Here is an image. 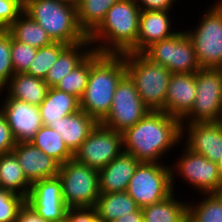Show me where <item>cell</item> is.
Listing matches in <instances>:
<instances>
[{"instance_id":"obj_19","label":"cell","mask_w":222,"mask_h":222,"mask_svg":"<svg viewBox=\"0 0 222 222\" xmlns=\"http://www.w3.org/2000/svg\"><path fill=\"white\" fill-rule=\"evenodd\" d=\"M171 10L141 11L137 43L128 51L142 53L152 43L161 41L174 35L172 31ZM170 15V16H169Z\"/></svg>"},{"instance_id":"obj_9","label":"cell","mask_w":222,"mask_h":222,"mask_svg":"<svg viewBox=\"0 0 222 222\" xmlns=\"http://www.w3.org/2000/svg\"><path fill=\"white\" fill-rule=\"evenodd\" d=\"M142 54L151 62L166 67L172 74L195 73L201 68L192 40L185 29L152 43Z\"/></svg>"},{"instance_id":"obj_3","label":"cell","mask_w":222,"mask_h":222,"mask_svg":"<svg viewBox=\"0 0 222 222\" xmlns=\"http://www.w3.org/2000/svg\"><path fill=\"white\" fill-rule=\"evenodd\" d=\"M140 14L135 0L113 4L101 24L88 36L93 50L112 54L128 52L137 43Z\"/></svg>"},{"instance_id":"obj_42","label":"cell","mask_w":222,"mask_h":222,"mask_svg":"<svg viewBox=\"0 0 222 222\" xmlns=\"http://www.w3.org/2000/svg\"><path fill=\"white\" fill-rule=\"evenodd\" d=\"M112 222H143L142 209L139 208L137 211L122 216Z\"/></svg>"},{"instance_id":"obj_16","label":"cell","mask_w":222,"mask_h":222,"mask_svg":"<svg viewBox=\"0 0 222 222\" xmlns=\"http://www.w3.org/2000/svg\"><path fill=\"white\" fill-rule=\"evenodd\" d=\"M0 110L6 118L16 143L31 141L43 125L39 106L14 98H5Z\"/></svg>"},{"instance_id":"obj_11","label":"cell","mask_w":222,"mask_h":222,"mask_svg":"<svg viewBox=\"0 0 222 222\" xmlns=\"http://www.w3.org/2000/svg\"><path fill=\"white\" fill-rule=\"evenodd\" d=\"M150 109L141 100L138 91L125 74L118 82L107 116L100 122L117 132H124L141 120Z\"/></svg>"},{"instance_id":"obj_2","label":"cell","mask_w":222,"mask_h":222,"mask_svg":"<svg viewBox=\"0 0 222 222\" xmlns=\"http://www.w3.org/2000/svg\"><path fill=\"white\" fill-rule=\"evenodd\" d=\"M126 74L124 53L90 54V73L80 98V110L100 123L108 114L116 86Z\"/></svg>"},{"instance_id":"obj_21","label":"cell","mask_w":222,"mask_h":222,"mask_svg":"<svg viewBox=\"0 0 222 222\" xmlns=\"http://www.w3.org/2000/svg\"><path fill=\"white\" fill-rule=\"evenodd\" d=\"M98 122L83 110L62 117L56 123H49L47 127L54 129L61 135L65 145L74 154L81 143L97 126Z\"/></svg>"},{"instance_id":"obj_37","label":"cell","mask_w":222,"mask_h":222,"mask_svg":"<svg viewBox=\"0 0 222 222\" xmlns=\"http://www.w3.org/2000/svg\"><path fill=\"white\" fill-rule=\"evenodd\" d=\"M24 10V0H0V29H7Z\"/></svg>"},{"instance_id":"obj_5","label":"cell","mask_w":222,"mask_h":222,"mask_svg":"<svg viewBox=\"0 0 222 222\" xmlns=\"http://www.w3.org/2000/svg\"><path fill=\"white\" fill-rule=\"evenodd\" d=\"M126 74L133 81L141 100L153 111L165 112L167 88L172 73L151 62L142 53H124Z\"/></svg>"},{"instance_id":"obj_38","label":"cell","mask_w":222,"mask_h":222,"mask_svg":"<svg viewBox=\"0 0 222 222\" xmlns=\"http://www.w3.org/2000/svg\"><path fill=\"white\" fill-rule=\"evenodd\" d=\"M65 219L67 222H100L94 207H70Z\"/></svg>"},{"instance_id":"obj_28","label":"cell","mask_w":222,"mask_h":222,"mask_svg":"<svg viewBox=\"0 0 222 222\" xmlns=\"http://www.w3.org/2000/svg\"><path fill=\"white\" fill-rule=\"evenodd\" d=\"M12 37L35 48L50 45L53 41L45 29L24 12L7 28Z\"/></svg>"},{"instance_id":"obj_17","label":"cell","mask_w":222,"mask_h":222,"mask_svg":"<svg viewBox=\"0 0 222 222\" xmlns=\"http://www.w3.org/2000/svg\"><path fill=\"white\" fill-rule=\"evenodd\" d=\"M12 151L31 184L38 180L58 176L61 164L37 148L32 142L16 143Z\"/></svg>"},{"instance_id":"obj_7","label":"cell","mask_w":222,"mask_h":222,"mask_svg":"<svg viewBox=\"0 0 222 222\" xmlns=\"http://www.w3.org/2000/svg\"><path fill=\"white\" fill-rule=\"evenodd\" d=\"M215 2L202 15L198 25L186 31L201 68H222V6Z\"/></svg>"},{"instance_id":"obj_26","label":"cell","mask_w":222,"mask_h":222,"mask_svg":"<svg viewBox=\"0 0 222 222\" xmlns=\"http://www.w3.org/2000/svg\"><path fill=\"white\" fill-rule=\"evenodd\" d=\"M100 222H112L118 218L135 212L139 206L126 192L100 194L94 207Z\"/></svg>"},{"instance_id":"obj_23","label":"cell","mask_w":222,"mask_h":222,"mask_svg":"<svg viewBox=\"0 0 222 222\" xmlns=\"http://www.w3.org/2000/svg\"><path fill=\"white\" fill-rule=\"evenodd\" d=\"M6 98H14L28 104L39 106L46 97L49 89L44 79L26 73L13 74L7 85Z\"/></svg>"},{"instance_id":"obj_30","label":"cell","mask_w":222,"mask_h":222,"mask_svg":"<svg viewBox=\"0 0 222 222\" xmlns=\"http://www.w3.org/2000/svg\"><path fill=\"white\" fill-rule=\"evenodd\" d=\"M30 142L60 164L73 158L61 135L47 126L42 125Z\"/></svg>"},{"instance_id":"obj_13","label":"cell","mask_w":222,"mask_h":222,"mask_svg":"<svg viewBox=\"0 0 222 222\" xmlns=\"http://www.w3.org/2000/svg\"><path fill=\"white\" fill-rule=\"evenodd\" d=\"M122 133L98 123L73 158L95 170H101L123 152Z\"/></svg>"},{"instance_id":"obj_24","label":"cell","mask_w":222,"mask_h":222,"mask_svg":"<svg viewBox=\"0 0 222 222\" xmlns=\"http://www.w3.org/2000/svg\"><path fill=\"white\" fill-rule=\"evenodd\" d=\"M39 110L43 126H47L51 122H58L62 117L78 112L80 100L52 87L48 89L45 99L39 105Z\"/></svg>"},{"instance_id":"obj_20","label":"cell","mask_w":222,"mask_h":222,"mask_svg":"<svg viewBox=\"0 0 222 222\" xmlns=\"http://www.w3.org/2000/svg\"><path fill=\"white\" fill-rule=\"evenodd\" d=\"M139 164L133 155L123 151L98 171L100 194L126 191Z\"/></svg>"},{"instance_id":"obj_34","label":"cell","mask_w":222,"mask_h":222,"mask_svg":"<svg viewBox=\"0 0 222 222\" xmlns=\"http://www.w3.org/2000/svg\"><path fill=\"white\" fill-rule=\"evenodd\" d=\"M14 74L11 60V34L7 29H0V95Z\"/></svg>"},{"instance_id":"obj_27","label":"cell","mask_w":222,"mask_h":222,"mask_svg":"<svg viewBox=\"0 0 222 222\" xmlns=\"http://www.w3.org/2000/svg\"><path fill=\"white\" fill-rule=\"evenodd\" d=\"M31 183L25 177L13 151L0 155V188L25 198L31 190Z\"/></svg>"},{"instance_id":"obj_8","label":"cell","mask_w":222,"mask_h":222,"mask_svg":"<svg viewBox=\"0 0 222 222\" xmlns=\"http://www.w3.org/2000/svg\"><path fill=\"white\" fill-rule=\"evenodd\" d=\"M171 169L163 163H140L126 192L141 209L166 199L173 193Z\"/></svg>"},{"instance_id":"obj_33","label":"cell","mask_w":222,"mask_h":222,"mask_svg":"<svg viewBox=\"0 0 222 222\" xmlns=\"http://www.w3.org/2000/svg\"><path fill=\"white\" fill-rule=\"evenodd\" d=\"M89 73L90 55L74 70L61 78V80L54 88L71 94L80 100L87 86Z\"/></svg>"},{"instance_id":"obj_35","label":"cell","mask_w":222,"mask_h":222,"mask_svg":"<svg viewBox=\"0 0 222 222\" xmlns=\"http://www.w3.org/2000/svg\"><path fill=\"white\" fill-rule=\"evenodd\" d=\"M25 203V197L0 188V222H16Z\"/></svg>"},{"instance_id":"obj_22","label":"cell","mask_w":222,"mask_h":222,"mask_svg":"<svg viewBox=\"0 0 222 222\" xmlns=\"http://www.w3.org/2000/svg\"><path fill=\"white\" fill-rule=\"evenodd\" d=\"M93 51L94 50L89 39L74 45H68L60 53L56 62L51 66L44 78L45 83L49 88L55 87L61 78L74 70Z\"/></svg>"},{"instance_id":"obj_14","label":"cell","mask_w":222,"mask_h":222,"mask_svg":"<svg viewBox=\"0 0 222 222\" xmlns=\"http://www.w3.org/2000/svg\"><path fill=\"white\" fill-rule=\"evenodd\" d=\"M26 203L48 222L63 221L69 208L63 201L62 183L58 176L32 183Z\"/></svg>"},{"instance_id":"obj_40","label":"cell","mask_w":222,"mask_h":222,"mask_svg":"<svg viewBox=\"0 0 222 222\" xmlns=\"http://www.w3.org/2000/svg\"><path fill=\"white\" fill-rule=\"evenodd\" d=\"M141 11L172 10L174 0H135Z\"/></svg>"},{"instance_id":"obj_25","label":"cell","mask_w":222,"mask_h":222,"mask_svg":"<svg viewBox=\"0 0 222 222\" xmlns=\"http://www.w3.org/2000/svg\"><path fill=\"white\" fill-rule=\"evenodd\" d=\"M174 193L160 202L143 207V222H187L188 202L178 200Z\"/></svg>"},{"instance_id":"obj_39","label":"cell","mask_w":222,"mask_h":222,"mask_svg":"<svg viewBox=\"0 0 222 222\" xmlns=\"http://www.w3.org/2000/svg\"><path fill=\"white\" fill-rule=\"evenodd\" d=\"M16 145V140L11 132L6 118L0 110V155L11 152Z\"/></svg>"},{"instance_id":"obj_45","label":"cell","mask_w":222,"mask_h":222,"mask_svg":"<svg viewBox=\"0 0 222 222\" xmlns=\"http://www.w3.org/2000/svg\"><path fill=\"white\" fill-rule=\"evenodd\" d=\"M217 2L222 6V0H218Z\"/></svg>"},{"instance_id":"obj_43","label":"cell","mask_w":222,"mask_h":222,"mask_svg":"<svg viewBox=\"0 0 222 222\" xmlns=\"http://www.w3.org/2000/svg\"><path fill=\"white\" fill-rule=\"evenodd\" d=\"M61 1L73 5L75 7H77L80 3V0H61Z\"/></svg>"},{"instance_id":"obj_6","label":"cell","mask_w":222,"mask_h":222,"mask_svg":"<svg viewBox=\"0 0 222 222\" xmlns=\"http://www.w3.org/2000/svg\"><path fill=\"white\" fill-rule=\"evenodd\" d=\"M58 178L62 183V196L70 207H95L99 190V174L74 158L60 165Z\"/></svg>"},{"instance_id":"obj_4","label":"cell","mask_w":222,"mask_h":222,"mask_svg":"<svg viewBox=\"0 0 222 222\" xmlns=\"http://www.w3.org/2000/svg\"><path fill=\"white\" fill-rule=\"evenodd\" d=\"M23 12L42 26L53 42L74 45L88 39L78 24L77 7L61 0H24Z\"/></svg>"},{"instance_id":"obj_15","label":"cell","mask_w":222,"mask_h":222,"mask_svg":"<svg viewBox=\"0 0 222 222\" xmlns=\"http://www.w3.org/2000/svg\"><path fill=\"white\" fill-rule=\"evenodd\" d=\"M184 134H187V138ZM183 139H186L183 147L190 151L215 163L222 160V120L181 123V140Z\"/></svg>"},{"instance_id":"obj_1","label":"cell","mask_w":222,"mask_h":222,"mask_svg":"<svg viewBox=\"0 0 222 222\" xmlns=\"http://www.w3.org/2000/svg\"><path fill=\"white\" fill-rule=\"evenodd\" d=\"M122 137L124 152L140 163H163L161 157L181 142V121L164 111L150 110Z\"/></svg>"},{"instance_id":"obj_44","label":"cell","mask_w":222,"mask_h":222,"mask_svg":"<svg viewBox=\"0 0 222 222\" xmlns=\"http://www.w3.org/2000/svg\"><path fill=\"white\" fill-rule=\"evenodd\" d=\"M217 164H218V173H219L221 183H222V160L219 161Z\"/></svg>"},{"instance_id":"obj_18","label":"cell","mask_w":222,"mask_h":222,"mask_svg":"<svg viewBox=\"0 0 222 222\" xmlns=\"http://www.w3.org/2000/svg\"><path fill=\"white\" fill-rule=\"evenodd\" d=\"M196 97V72L172 74L169 80L165 113L180 121L191 111Z\"/></svg>"},{"instance_id":"obj_12","label":"cell","mask_w":222,"mask_h":222,"mask_svg":"<svg viewBox=\"0 0 222 222\" xmlns=\"http://www.w3.org/2000/svg\"><path fill=\"white\" fill-rule=\"evenodd\" d=\"M182 154L177 158L176 165L171 166L172 172V189L174 192L175 178L181 176L185 183L191 184V186L198 191V193H221L222 183L218 173V164L208 160L203 155L194 153L188 148H183ZM177 171V172H176ZM176 172V174H175Z\"/></svg>"},{"instance_id":"obj_41","label":"cell","mask_w":222,"mask_h":222,"mask_svg":"<svg viewBox=\"0 0 222 222\" xmlns=\"http://www.w3.org/2000/svg\"><path fill=\"white\" fill-rule=\"evenodd\" d=\"M16 222H48L38 215L27 203L19 211Z\"/></svg>"},{"instance_id":"obj_36","label":"cell","mask_w":222,"mask_h":222,"mask_svg":"<svg viewBox=\"0 0 222 222\" xmlns=\"http://www.w3.org/2000/svg\"><path fill=\"white\" fill-rule=\"evenodd\" d=\"M37 53V48L15 40L11 35V60L14 74L26 73Z\"/></svg>"},{"instance_id":"obj_32","label":"cell","mask_w":222,"mask_h":222,"mask_svg":"<svg viewBox=\"0 0 222 222\" xmlns=\"http://www.w3.org/2000/svg\"><path fill=\"white\" fill-rule=\"evenodd\" d=\"M67 46L65 43L52 42L50 45L38 48L26 74L44 79L60 53Z\"/></svg>"},{"instance_id":"obj_29","label":"cell","mask_w":222,"mask_h":222,"mask_svg":"<svg viewBox=\"0 0 222 222\" xmlns=\"http://www.w3.org/2000/svg\"><path fill=\"white\" fill-rule=\"evenodd\" d=\"M118 1L120 0H80L77 19L87 36L101 24L109 8Z\"/></svg>"},{"instance_id":"obj_10","label":"cell","mask_w":222,"mask_h":222,"mask_svg":"<svg viewBox=\"0 0 222 222\" xmlns=\"http://www.w3.org/2000/svg\"><path fill=\"white\" fill-rule=\"evenodd\" d=\"M222 68L196 71V97L191 111L181 123L221 121Z\"/></svg>"},{"instance_id":"obj_31","label":"cell","mask_w":222,"mask_h":222,"mask_svg":"<svg viewBox=\"0 0 222 222\" xmlns=\"http://www.w3.org/2000/svg\"><path fill=\"white\" fill-rule=\"evenodd\" d=\"M203 196L198 204L188 203L187 222H222V192Z\"/></svg>"}]
</instances>
